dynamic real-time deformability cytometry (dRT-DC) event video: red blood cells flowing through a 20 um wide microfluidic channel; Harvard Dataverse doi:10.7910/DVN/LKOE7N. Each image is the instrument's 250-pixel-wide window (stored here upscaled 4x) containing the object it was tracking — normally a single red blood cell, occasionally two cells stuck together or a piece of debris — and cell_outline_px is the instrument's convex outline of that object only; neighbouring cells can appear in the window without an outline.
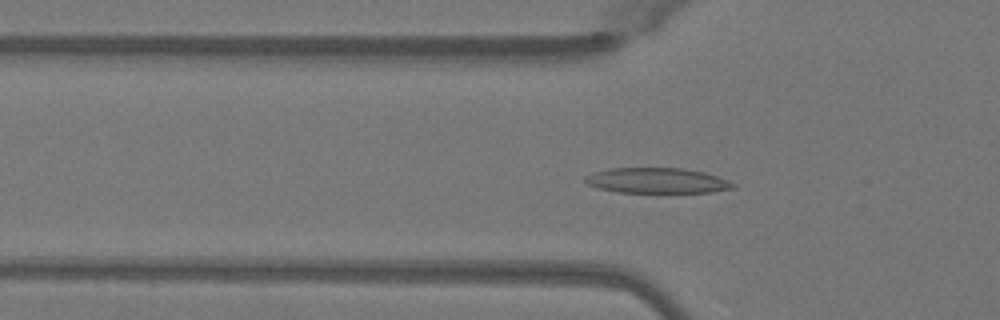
{"species": "Egyptian fruit bat (a non-hibernating species)", "species_latin": "Rousettus aegyptiacus", "temperature_condition": "warm", "stored_images_in_passage": 51, "camera_frame_rate_fps": 3000, "um_per_image_px": 0.085, "animal": {"sex": "female"}, "frame": {"image": 1, "passage_image": 17, "time_ms": 5.333, "image_size_px": [1000, 320], "cell_outline_px": [[736, 184], [732, 188], [712, 192], [616, 192], [596, 188], [588, 184], [584, 180], [584, 176], [592, 172], [608, 168], [684, 168], [704, 172], [728, 180]], "centroid_in_image_um": [55.79, 15.34], "position_along_channel_um": 70.0, "area_um2": 21.91}}
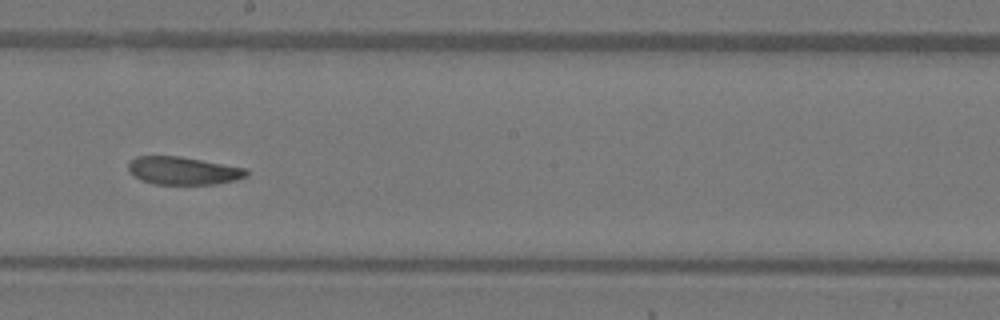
{"frame": {"image": 2, "passage_image": 29, "time_ms": 9.333, "image_size_px": [1000, 320], "cell_outline_px": [[248, 176], [236, 180], [216, 184], [152, 184], [140, 180], [128, 172], [128, 164], [136, 156], [180, 156], [248, 168]], "centroid_in_image_um": [15.58, 14.51], "position_along_channel_um": 232.6, "area_um2": 19.42}}
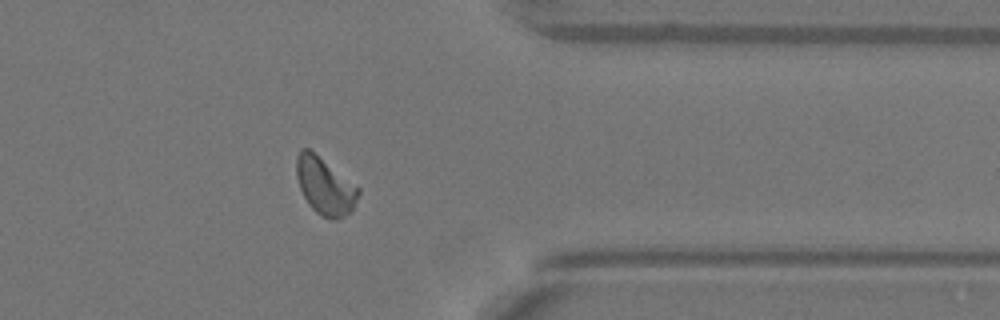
{"frame": {"image": 3, "passage_image": 41, "time_ms": 13.333, "image_size_px": [1000, 320], "cell_outline_px": [[360, 192], [352, 212], [336, 220], [332, 220], [320, 216], [308, 204], [300, 188], [296, 176], [296, 156], [300, 148], [308, 148], [360, 188]], "centroid_in_image_um": [27.61, 15.84], "position_along_channel_um": 383.8, "area_um2": 20.63}, "authors_computed_cell_mechanics": {"area_um2": 20.2878, "velocity_mm_per_s": 4.0537, "shape_relaxation_time_tau1_ms": 9.0702, "shape_relaxation_time_tau2_ms": 3.2398, "deformation_change_tau1": 0.1796, "deformation_change_tau2": 0.0964}}